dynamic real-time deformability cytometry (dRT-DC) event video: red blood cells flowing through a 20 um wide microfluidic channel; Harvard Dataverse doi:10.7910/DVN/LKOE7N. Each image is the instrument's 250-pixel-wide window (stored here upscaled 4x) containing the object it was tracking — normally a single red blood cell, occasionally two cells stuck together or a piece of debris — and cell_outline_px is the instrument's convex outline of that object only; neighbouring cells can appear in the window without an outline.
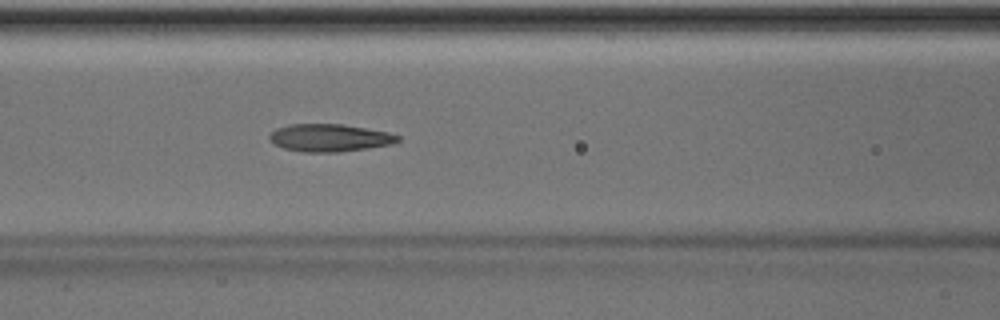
{"species": "Egyptian fruit bat (a non-hibernating species)", "species_latin": "Rousettus aegyptiacus", "temperature_condition": "room temperature", "stored_images_in_passage": 41, "camera_frame_rate_fps": 3000, "um_per_image_px": 0.085, "animal": {"sex": "male"}, "frame": {"image": 1, "passage_image": 12, "time_ms": 3.667, "image_size_px": [1000, 320], "cell_outline_px": [[400, 140], [392, 144], [368, 148], [340, 152], [304, 152], [284, 148], [276, 144], [268, 136], [276, 128], [288, 124], [340, 124], [388, 132], [400, 136]], "centroid_in_image_um": [28.03, 11.71], "position_along_channel_um": 138.6, "area_um2": 20.46}}
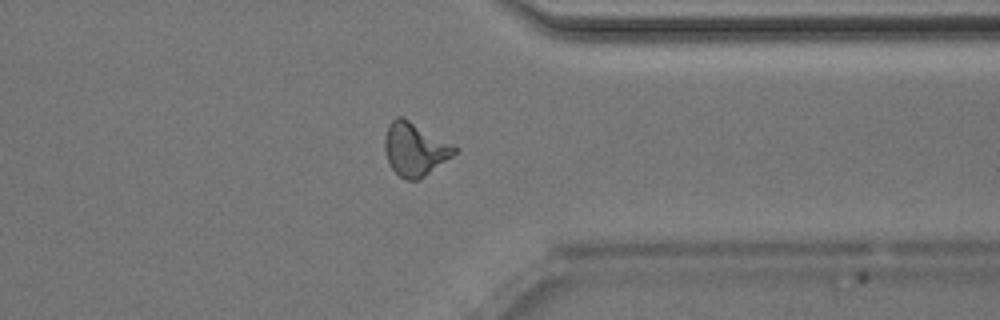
{"frame": {"image": 2, "passage_image": 30, "time_ms": 9.667, "image_size_px": [1000, 320], "cell_outline_px": [[456, 152], [452, 156], [420, 180], [408, 180], [400, 176], [392, 168], [388, 160], [384, 148], [384, 136], [388, 124], [396, 116], [404, 116], [456, 144]], "centroid_in_image_um": [35.28, 12.63], "position_along_channel_um": 376.1, "area_um2": 22.08}, "authors_computed_cell_mechanics": {"area_um2": 20.519, "velocity_mm_per_s": 4.0243, "shape_relaxation_time_tau1_ms": 5.2783, "shape_relaxation_time_tau2_ms": 1.6558, "deformation_change_tau1": 0.1734, "deformation_change_tau2": 0.1004}}